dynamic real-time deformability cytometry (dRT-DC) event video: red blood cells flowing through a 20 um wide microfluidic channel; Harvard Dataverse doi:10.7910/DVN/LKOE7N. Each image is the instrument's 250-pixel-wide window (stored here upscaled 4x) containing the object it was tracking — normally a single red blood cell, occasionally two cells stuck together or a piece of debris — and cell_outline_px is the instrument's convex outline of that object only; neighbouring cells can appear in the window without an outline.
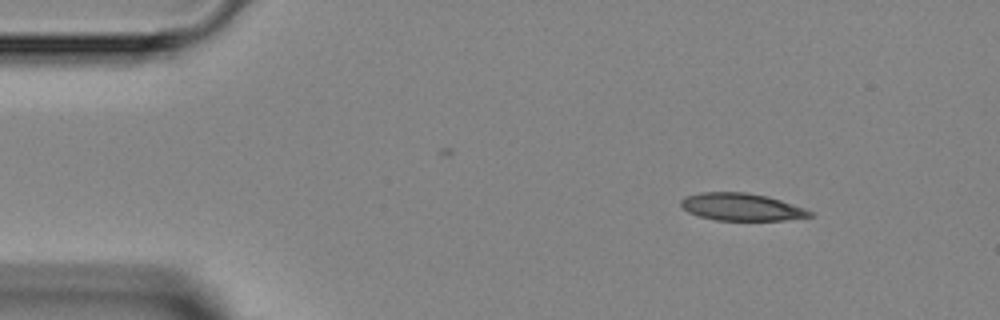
{"species": "Egyptian fruit bat (a non-hibernating species)", "species_latin": "Rousettus aegyptiacus", "temperature_condition": "room temperature", "stored_images_in_passage": 3, "camera_frame_rate_fps": 3000, "um_per_image_px": 0.085, "animal": {"sex": "female"}, "frame": {"image": 1, "passage_image": 1, "time_ms": 0.0, "image_size_px": [1000, 320], "cell_outline_px": [[816, 216], [784, 220], [716, 220], [700, 216], [688, 212], [680, 204], [680, 200], [684, 196], [700, 192], [748, 192], [768, 196], [804, 208], [812, 212]], "centroid_in_image_um": [63.02, 17.58], "position_along_channel_um": 22.0, "area_um2": 20.63}}
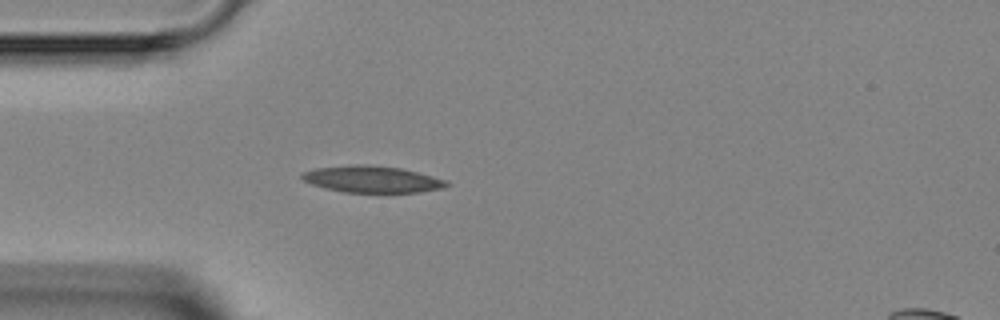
{"frame": {"image": 2, "passage_image": 3, "time_ms": 2.333, "image_size_px": [1000, 320], "cell_outline_px": [[452, 184], [444, 188], [420, 192], [344, 192], [324, 188], [312, 184], [304, 180], [300, 176], [304, 172], [316, 168], [356, 164], [364, 164], [400, 168], [448, 180]], "centroid_in_image_um": [31.66, 15.24], "position_along_channel_um": 53.3, "area_um2": 22.37}}